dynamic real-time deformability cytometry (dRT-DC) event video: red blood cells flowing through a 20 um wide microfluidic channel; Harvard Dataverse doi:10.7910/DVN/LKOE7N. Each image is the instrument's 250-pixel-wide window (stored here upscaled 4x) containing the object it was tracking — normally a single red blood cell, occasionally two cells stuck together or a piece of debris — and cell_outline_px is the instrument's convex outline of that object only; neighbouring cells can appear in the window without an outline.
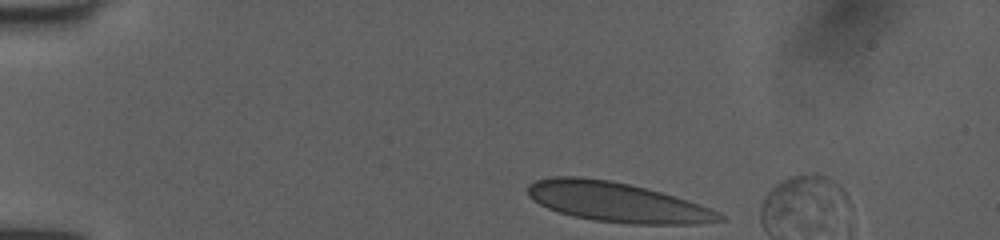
{"species": "human", "species_latin": "Homo sapiens", "temperature_condition": "room temperature", "stored_images_in_passage": 12, "camera_frame_rate_fps": 3000, "um_per_image_px": 0.085, "donor": {"sex": "female"}, "frame": {"image": 1, "passage_image": 1, "time_ms": 0.0, "image_size_px": [1000, 240], "cell_outline_px": [[724, 220], [696, 224], [632, 224], [592, 220], [572, 216], [548, 208], [532, 200], [528, 196], [528, 184], [536, 180], [552, 176], [580, 176], [608, 180], [628, 184], [676, 196], [700, 204], [720, 212], [724, 216]], "centroid_in_image_um": [52.44, 17.18], "position_along_channel_um": 32.6, "area_um2": 44.39}}
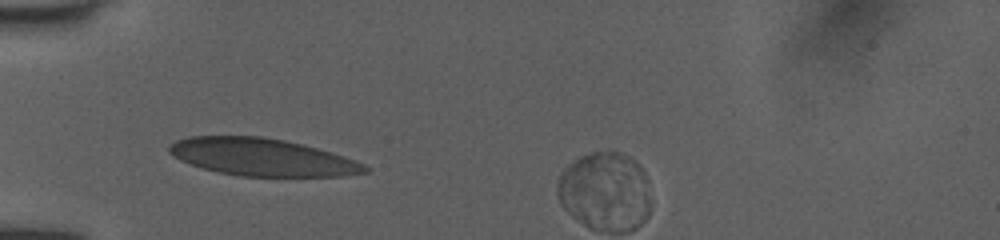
{"frame": {"image": 2, "passage_image": 8, "time_ms": 2.333, "image_size_px": [1000, 240], "cell_outline_px": [[372, 168], [368, 172], [340, 176], [240, 176], [220, 172], [204, 168], [180, 160], [172, 156], [168, 152], [168, 148], [176, 140], [188, 136], [260, 136], [284, 140], [316, 148], [344, 156], [356, 160]], "centroid_in_image_um": [22.29, 13.35], "position_along_channel_um": 62.7, "area_um2": 42.43}}
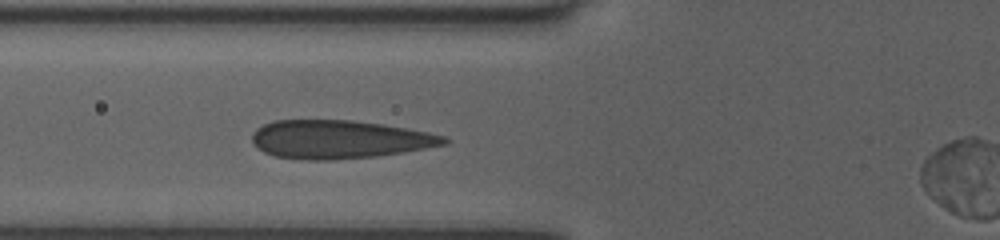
{"frame": {"image": 3, "passage_image": 11, "time_ms": 3.333, "image_size_px": [1000, 240], "cell_outline_px": [[448, 144], [404, 152], [376, 156], [332, 160], [308, 160], [272, 156], [256, 148], [252, 144], [252, 132], [256, 128], [272, 120], [352, 120], [384, 124], [428, 132], [448, 136]], "centroid_in_image_um": [28.82, 11.85], "position_along_channel_um": 97.0, "area_um2": 43.35}}